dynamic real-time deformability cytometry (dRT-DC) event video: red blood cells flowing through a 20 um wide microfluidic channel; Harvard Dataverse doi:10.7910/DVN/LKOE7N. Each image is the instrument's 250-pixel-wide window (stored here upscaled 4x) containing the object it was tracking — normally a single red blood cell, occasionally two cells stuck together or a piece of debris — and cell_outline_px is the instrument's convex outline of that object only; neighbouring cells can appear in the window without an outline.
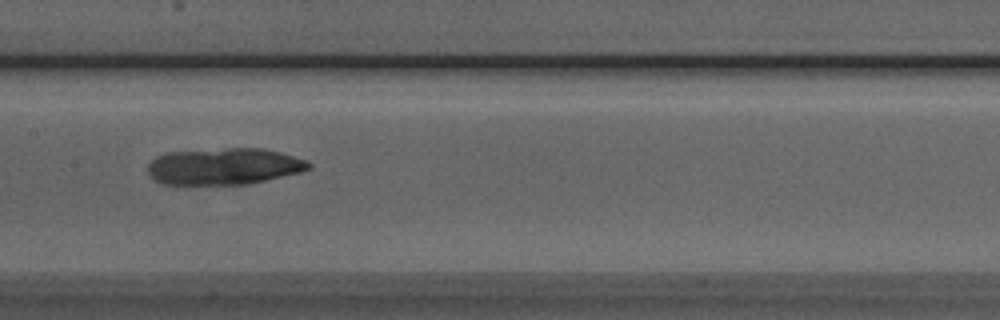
{"species": "Egyptian fruit bat (a non-hibernating species)", "species_latin": "Rousettus aegyptiacus", "temperature_condition": "room temperature", "stored_images_in_passage": 36, "camera_frame_rate_fps": 3000, "um_per_image_px": 0.085, "animal": {"sex": "male"}, "frame": {"image": 1, "passage_image": 15, "time_ms": 4.667, "image_size_px": [1000, 320], "cell_outline_px": [[312, 168], [300, 172], [248, 184], [164, 184], [156, 180], [148, 172], [148, 164], [156, 156], [168, 152], [228, 148], [264, 148], [280, 152], [308, 160], [312, 164]], "centroid_in_image_um": [19.08, 14.13], "position_along_channel_um": 188.3, "area_um2": 34.28}}
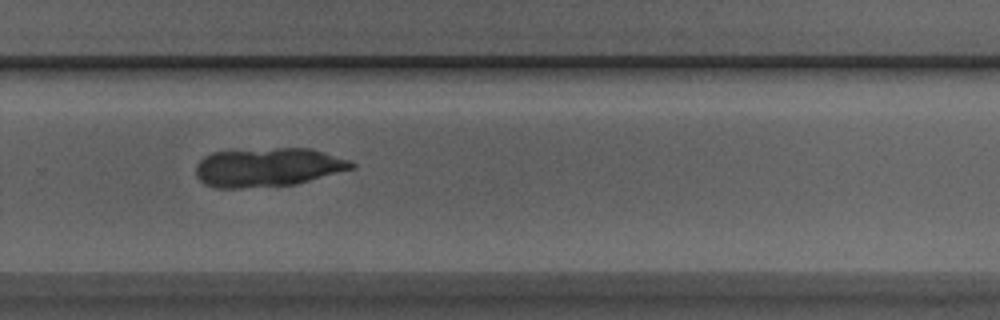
{"frame": {"image": 2, "passage_image": 24, "time_ms": 7.667, "image_size_px": [1000, 320], "cell_outline_px": [[356, 168], [296, 184], [240, 188], [216, 188], [204, 184], [196, 176], [196, 164], [204, 156], [212, 152], [276, 148], [308, 148], [324, 152], [348, 160], [356, 164]], "centroid_in_image_um": [22.76, 14.22], "position_along_channel_um": 307.0, "area_um2": 35.2}}
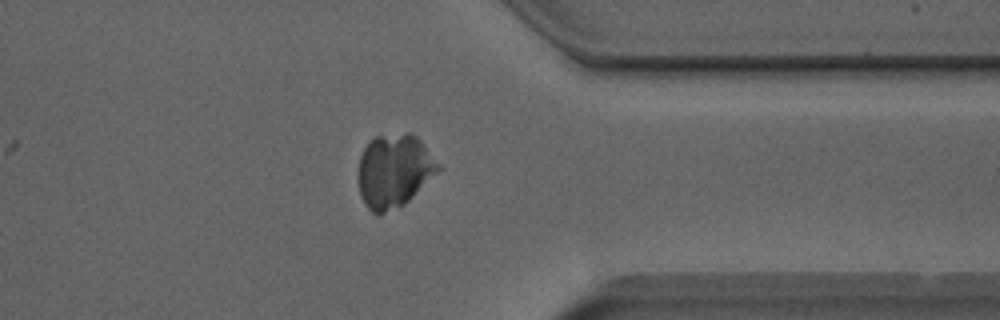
{"frame": {"image": 3, "passage_image": 30, "time_ms": 9.667, "image_size_px": [1000, 320], "cell_outline_px": [[444, 168], [404, 204], [380, 216], [376, 216], [364, 204], [360, 192], [360, 156], [364, 148], [376, 136], [408, 132], [412, 132], [420, 140]], "centroid_in_image_um": [33.55, 14.53], "position_along_channel_um": 377.8, "area_um2": 34.28}}